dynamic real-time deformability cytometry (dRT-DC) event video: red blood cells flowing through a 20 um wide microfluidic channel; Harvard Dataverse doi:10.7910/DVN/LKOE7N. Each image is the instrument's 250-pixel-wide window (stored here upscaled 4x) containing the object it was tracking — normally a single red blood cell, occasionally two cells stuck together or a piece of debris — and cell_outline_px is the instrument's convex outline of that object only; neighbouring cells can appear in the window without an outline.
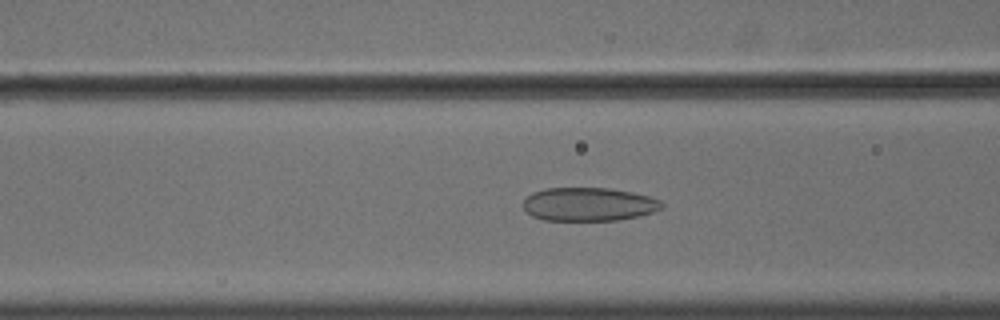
{"species": "common noctule bat (a hibernating species)", "species_latin": "Nyctalus noctula", "temperature_condition": "cold", "stored_images_in_passage": 50, "camera_frame_rate_fps": 3000, "um_per_image_px": 0.085, "animal": {"sex": "male", "body_mass_g": 18.8}, "frame": {"image": 1, "passage_image": 17, "time_ms": 5.333, "image_size_px": [1000, 320], "cell_outline_px": [[664, 208], [640, 216], [616, 220], [544, 220], [532, 216], [524, 208], [524, 200], [532, 192], [544, 188], [608, 188], [632, 192], [648, 196], [660, 200], [664, 204]], "centroid_in_image_um": [50.06, 17.36], "position_along_channel_um": 116.5, "area_um2": 27.05}}
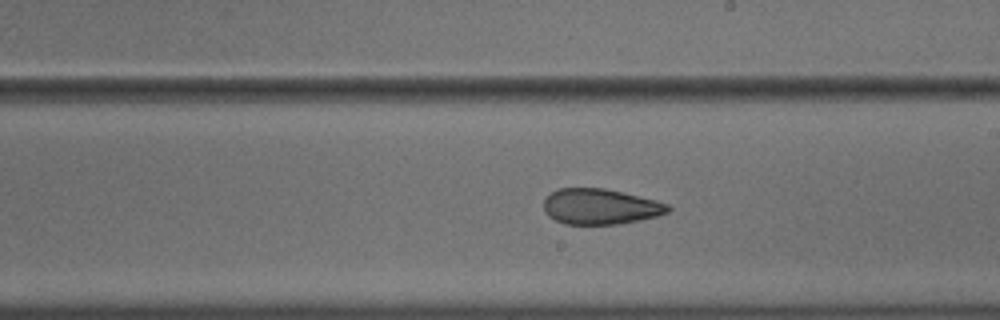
{"frame": {"image": 2, "passage_image": 27, "time_ms": 8.667, "image_size_px": [1000, 320], "cell_outline_px": [[672, 208], [668, 212], [656, 216], [640, 220], [616, 224], [564, 224], [548, 216], [544, 208], [544, 200], [556, 188], [604, 188], [624, 192], [656, 200], [668, 204]], "centroid_in_image_um": [51.03, 17.55], "position_along_channel_um": 238.0, "area_um2": 25.78}}
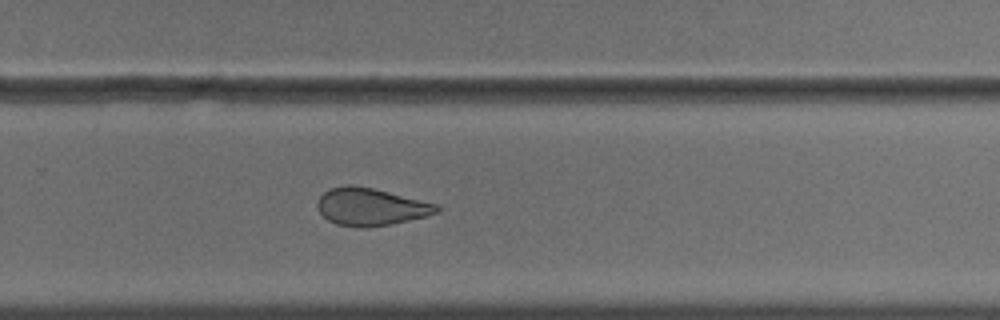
{"frame": {"image": 3, "passage_image": 32, "time_ms": 10.333, "image_size_px": [1000, 320], "cell_outline_px": [[440, 212], [408, 220], [388, 224], [364, 228], [360, 228], [336, 224], [328, 220], [320, 212], [316, 204], [320, 196], [328, 188], [348, 184], [372, 188], [436, 204], [440, 208]], "centroid_in_image_um": [31.46, 17.58], "position_along_channel_um": 298.3, "area_um2": 25.72}, "authors_computed_cell_mechanics": {"area_um2": 28.5821, "velocity_mm_per_s": 3.6343, "shape_relaxation_time_tau1_ms": null, "shape_relaxation_time_tau2_ms": 2.0623, "deformation_change_tau1": null, "deformation_change_tau2": 0.0925}}